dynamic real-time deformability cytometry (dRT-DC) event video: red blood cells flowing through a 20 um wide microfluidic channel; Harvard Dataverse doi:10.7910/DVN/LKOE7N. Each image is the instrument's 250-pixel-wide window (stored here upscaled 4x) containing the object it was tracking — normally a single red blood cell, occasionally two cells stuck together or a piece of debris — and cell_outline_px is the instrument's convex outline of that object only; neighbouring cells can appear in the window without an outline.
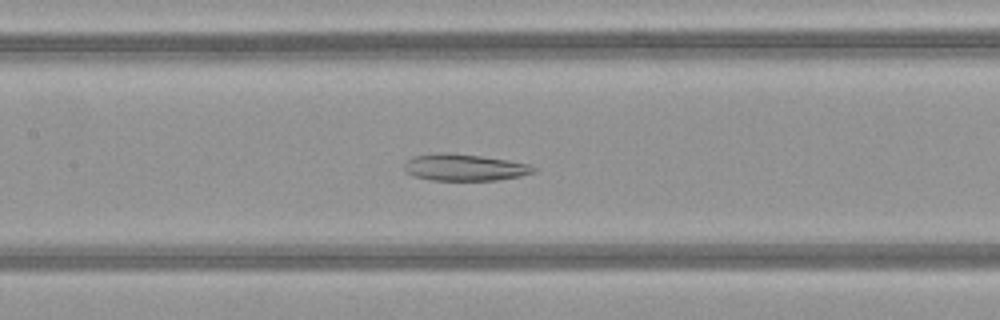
{"species": "common noctule bat (a hibernating species)", "species_latin": "Nyctalus noctula", "temperature_condition": "warm", "stored_images_in_passage": 49, "camera_frame_rate_fps": 3000, "um_per_image_px": 0.085, "animal": {"sex": "female", "body_mass_g": 21.9}, "frame": {"image": 1, "passage_image": 23, "time_ms": 7.333, "image_size_px": [1000, 320], "cell_outline_px": [[536, 172], [520, 176], [496, 180], [432, 180], [412, 176], [404, 172], [404, 164], [412, 156], [436, 152], [448, 152], [480, 156], [508, 160], [528, 164], [536, 168]], "centroid_in_image_um": [39.43, 14.22], "position_along_channel_um": 168.0, "area_um2": 20.29}}
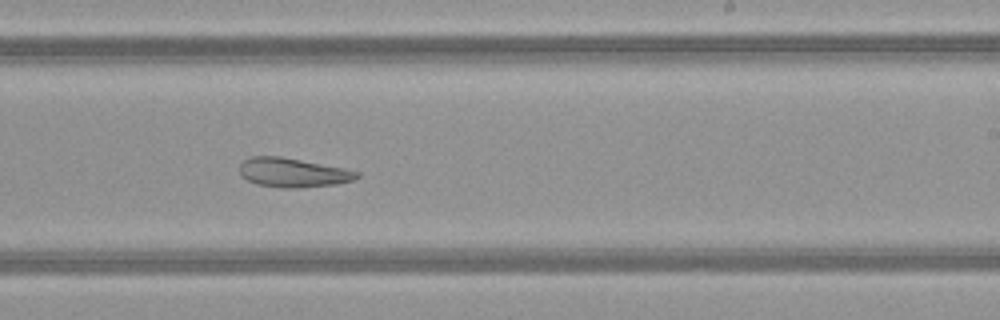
{"frame": {"image": 2, "passage_image": 30, "time_ms": 9.667, "image_size_px": [1000, 320], "cell_outline_px": [[360, 176], [352, 180], [336, 184], [296, 188], [284, 188], [256, 184], [240, 176], [240, 164], [248, 156], [280, 156], [344, 168], [360, 172]], "centroid_in_image_um": [24.87, 14.66], "position_along_channel_um": 264.1, "area_um2": 19.94}}
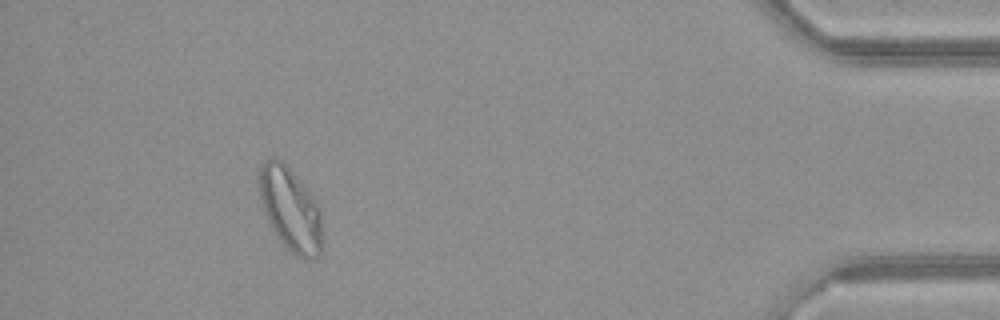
{"frame": {"image": 3, "passage_image": 45, "time_ms": 14.667, "image_size_px": [1000, 320], "cell_outline_px": [[324, 244], [320, 252], [312, 260], [304, 260], [296, 256], [280, 240], [272, 228], [264, 212], [256, 180], [256, 176], [264, 160], [276, 156], [284, 160], [312, 196], [320, 212], [324, 236]], "centroid_in_image_um": [24.68, 17.76], "position_along_channel_um": 410.5, "area_um2": 31.33}}